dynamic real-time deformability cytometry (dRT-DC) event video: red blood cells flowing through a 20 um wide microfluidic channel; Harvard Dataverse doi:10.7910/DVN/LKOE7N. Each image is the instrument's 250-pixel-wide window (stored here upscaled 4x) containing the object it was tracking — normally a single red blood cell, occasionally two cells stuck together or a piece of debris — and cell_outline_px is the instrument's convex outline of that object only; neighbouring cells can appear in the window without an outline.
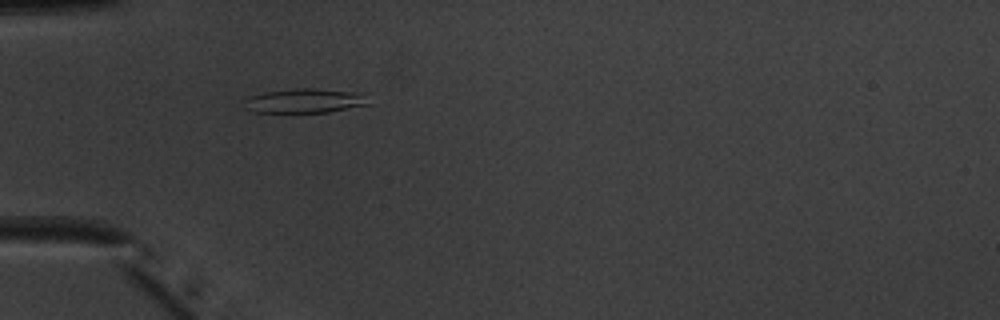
{"species": "common noctule bat (a hibernating species)", "species_latin": "Nyctalus noctula", "temperature_condition": "warm", "stored_images_in_passage": 52, "camera_frame_rate_fps": 3000, "um_per_image_px": 0.085, "animal": {"sex": "male", "body_mass_g": 20.1, "forearm_length_mm": 53.5}, "frame": {"image": 1, "passage_image": 17, "time_ms": 5.333, "image_size_px": [1000, 320], "cell_outline_px": [[372, 104], [328, 112], [252, 112], [240, 108], [240, 100], [248, 96], [264, 92], [296, 88], [312, 88], [344, 92], [360, 96]], "centroid_in_image_um": [25.64, 8.59], "position_along_channel_um": 59.4, "area_um2": 17.51}}
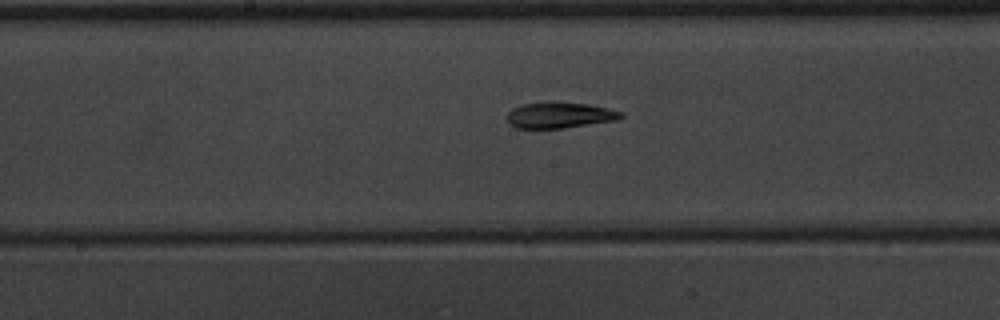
{"frame": {"image": 2, "passage_image": 28, "time_ms": 9.0, "image_size_px": [1000, 320], "cell_outline_px": [[624, 116], [620, 120], [564, 128], [516, 128], [508, 124], [508, 112], [512, 108], [524, 104], [552, 100], [588, 104], [608, 108], [624, 112]], "centroid_in_image_um": [47.61, 9.77], "position_along_channel_um": 200.6, "area_um2": 17.69}}
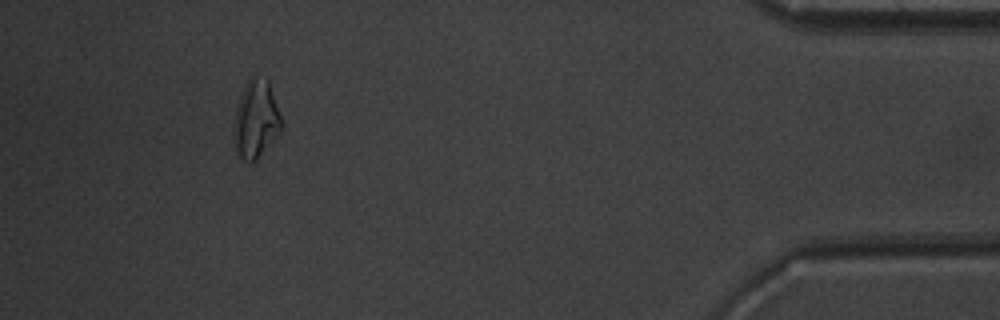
{"frame": {"image": 3, "passage_image": 48, "time_ms": 15.667, "image_size_px": [1000, 320], "cell_outline_px": [[280, 132], [256, 160], [252, 164], [244, 160], [240, 156], [232, 140], [236, 108], [244, 84], [248, 76], [256, 76], [268, 80], [280, 116]], "centroid_in_image_um": [21.71, 10.14], "position_along_channel_um": 413.5, "area_um2": 21.39}, "authors_computed_cell_mechanics": {"area_um2": 18.5249, "velocity_mm_per_s": 4.0065, "shape_relaxation_time_tau1_ms": 7.0234, "shape_relaxation_time_tau2_ms": 2.7544, "deformation_change_tau1": 0.1818, "deformation_change_tau2": 0.0907}}